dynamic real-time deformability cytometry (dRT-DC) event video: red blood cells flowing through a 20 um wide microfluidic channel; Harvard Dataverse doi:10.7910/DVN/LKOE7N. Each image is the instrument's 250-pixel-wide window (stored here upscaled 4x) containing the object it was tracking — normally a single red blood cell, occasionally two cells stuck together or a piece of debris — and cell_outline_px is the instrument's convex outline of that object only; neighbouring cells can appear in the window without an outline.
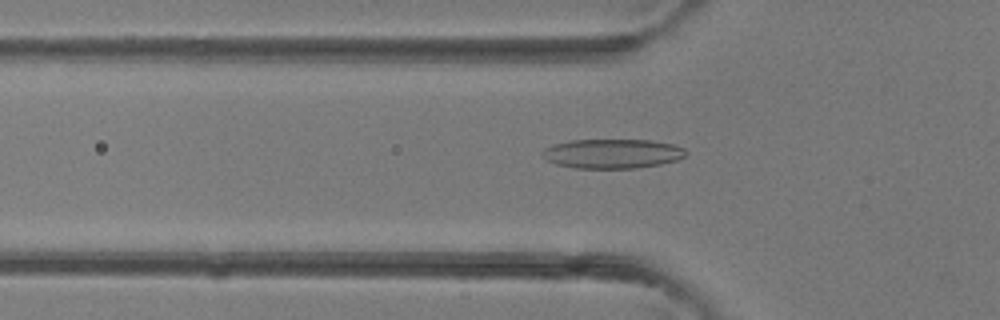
{"species": "common noctule bat (a hibernating species)", "species_latin": "Nyctalus noctula", "temperature_condition": "room temperature", "stored_images_in_passage": 37, "camera_frame_rate_fps": 3000, "um_per_image_px": 0.085, "animal": {"sex": "female"}, "frame": {"image": 1, "passage_image": 14, "time_ms": 4.333, "image_size_px": [1000, 320], "cell_outline_px": [[688, 152], [684, 156], [676, 160], [660, 164], [636, 168], [576, 168], [556, 164], [548, 160], [540, 152], [544, 148], [552, 144], [572, 140], [648, 140], [676, 144], [684, 148]], "centroid_in_image_um": [52.06, 13.05], "position_along_channel_um": 73.7, "area_um2": 24.62}}
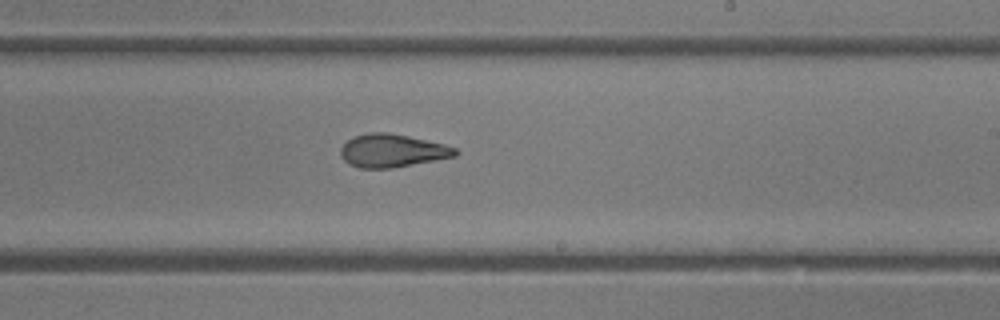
{"frame": {"image": 2, "passage_image": 25, "time_ms": 8.0, "image_size_px": [1000, 320], "cell_outline_px": [[460, 152], [456, 156], [392, 168], [360, 168], [348, 164], [340, 156], [340, 148], [352, 136], [368, 132], [388, 132], [408, 136], [444, 144], [456, 148]], "centroid_in_image_um": [33.31, 12.8], "position_along_channel_um": 255.7, "area_um2": 22.2}}
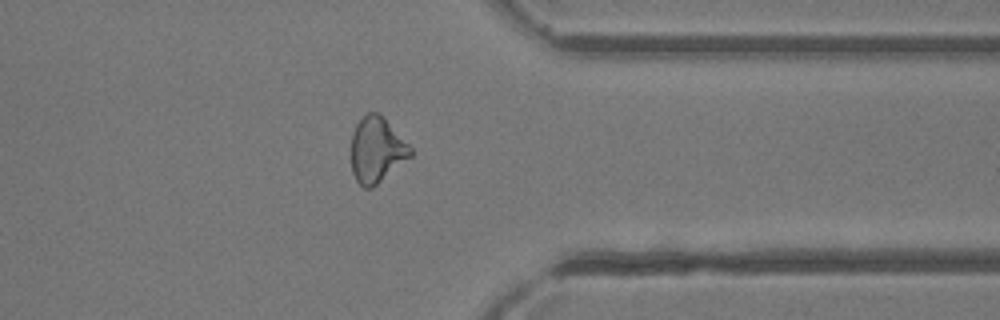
{"frame": {"image": 3, "passage_image": 33, "time_ms": 10.667, "image_size_px": [1000, 320], "cell_outline_px": [[412, 156], [372, 188], [364, 188], [356, 180], [352, 172], [352, 132], [356, 124], [368, 112], [380, 112], [384, 116], [412, 148]], "centroid_in_image_um": [32.03, 12.72], "position_along_channel_um": 379.4, "area_um2": 22.66}}